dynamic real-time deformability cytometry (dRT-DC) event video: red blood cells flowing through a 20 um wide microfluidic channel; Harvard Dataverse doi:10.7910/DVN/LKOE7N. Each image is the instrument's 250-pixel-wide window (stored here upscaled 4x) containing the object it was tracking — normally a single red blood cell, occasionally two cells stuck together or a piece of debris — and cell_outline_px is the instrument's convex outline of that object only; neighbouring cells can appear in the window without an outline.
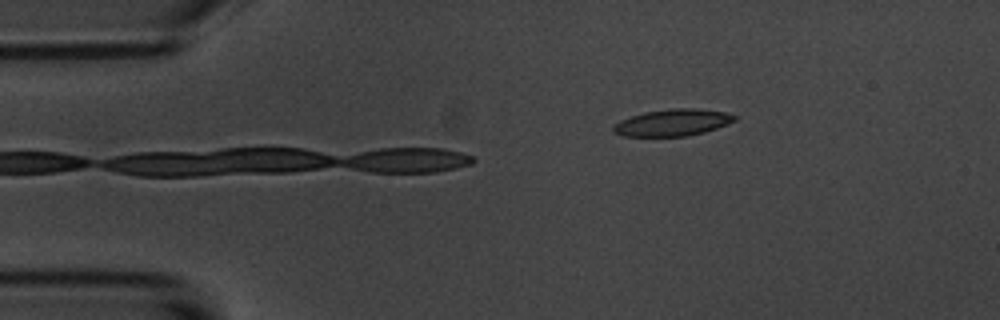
{"species": "common noctule bat (a hibernating species)", "species_latin": "Nyctalus noctula", "temperature_condition": "room temperature", "stored_images_in_passage": 10, "camera_frame_rate_fps": 3000, "um_per_image_px": 0.085, "animal": {"sex": "male", "body_mass_g": 20.1, "forearm_length_mm": 53.5}, "frame": {"image": 1, "passage_image": 2, "time_ms": 0.333, "image_size_px": [1000, 320], "cell_outline_px": [[736, 120], [728, 124], [704, 132], [688, 136], [624, 136], [612, 132], [612, 124], [620, 120], [644, 112], [672, 108], [692, 108], [724, 112], [736, 116]], "centroid_in_image_um": [57.13, 10.42], "position_along_channel_um": 27.9, "area_um2": 18.9}}